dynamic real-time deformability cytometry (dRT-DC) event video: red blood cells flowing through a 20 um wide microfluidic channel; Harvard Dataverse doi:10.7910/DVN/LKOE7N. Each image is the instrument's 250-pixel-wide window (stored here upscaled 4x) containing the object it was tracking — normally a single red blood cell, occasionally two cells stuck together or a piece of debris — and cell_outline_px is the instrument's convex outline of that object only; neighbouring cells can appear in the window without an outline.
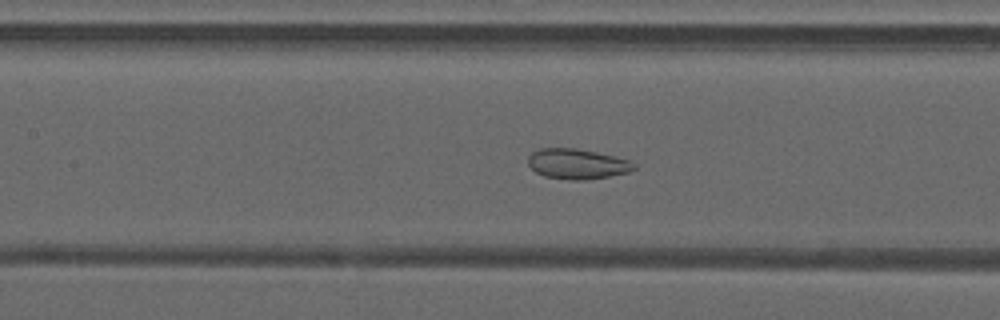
{"species": "common noctule bat (a hibernating species)", "species_latin": "Nyctalus noctula", "temperature_condition": "warm", "stored_images_in_passage": 48, "camera_frame_rate_fps": 3000, "um_per_image_px": 0.085, "animal": {"sex": "male", "forearm_length_mm": 52.5}, "frame": {"image": 1, "passage_image": 21, "time_ms": 6.667, "image_size_px": [1000, 320], "cell_outline_px": [[636, 168], [628, 172], [608, 176], [584, 180], [568, 180], [544, 176], [536, 172], [528, 164], [528, 156], [532, 152], [540, 148], [576, 148], [596, 152], [628, 160], [636, 164]], "centroid_in_image_um": [49.03, 13.93], "position_along_channel_um": 158.4, "area_um2": 18.55}}
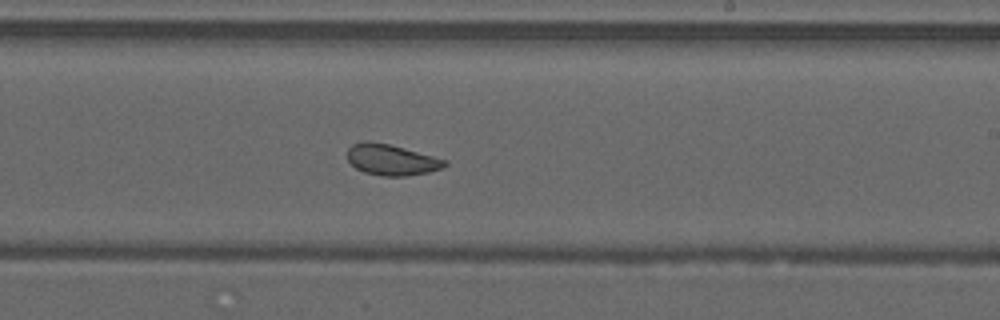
{"frame": {"image": 2, "passage_image": 28, "time_ms": 9.0, "image_size_px": [1000, 320], "cell_outline_px": [[448, 164], [444, 168], [428, 172], [408, 176], [380, 176], [364, 172], [356, 168], [348, 160], [348, 148], [352, 144], [364, 140], [388, 144], [404, 148], [448, 160]], "centroid_in_image_um": [33.29, 13.59], "position_along_channel_um": 255.7, "area_um2": 17.63}}
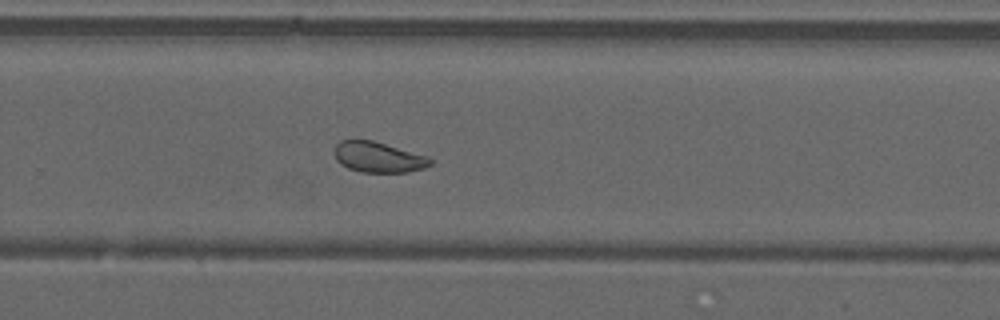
{"frame": {"image": 3, "passage_image": 31, "time_ms": 10.0, "image_size_px": [1000, 320], "cell_outline_px": [[432, 164], [424, 168], [408, 172], [360, 172], [348, 168], [340, 164], [336, 160], [332, 152], [336, 144], [340, 140], [372, 140], [428, 156], [432, 160]], "centroid_in_image_um": [32.12, 13.36], "position_along_channel_um": 297.7, "area_um2": 17.22}, "authors_computed_cell_mechanics": {"area_um2": 20.2589, "velocity_mm_per_s": 4.2055, "shape_relaxation_time_tau1_ms": null, "shape_relaxation_time_tau2_ms": 1.1925, "deformation_change_tau1": null, "deformation_change_tau2": 0.0671}}